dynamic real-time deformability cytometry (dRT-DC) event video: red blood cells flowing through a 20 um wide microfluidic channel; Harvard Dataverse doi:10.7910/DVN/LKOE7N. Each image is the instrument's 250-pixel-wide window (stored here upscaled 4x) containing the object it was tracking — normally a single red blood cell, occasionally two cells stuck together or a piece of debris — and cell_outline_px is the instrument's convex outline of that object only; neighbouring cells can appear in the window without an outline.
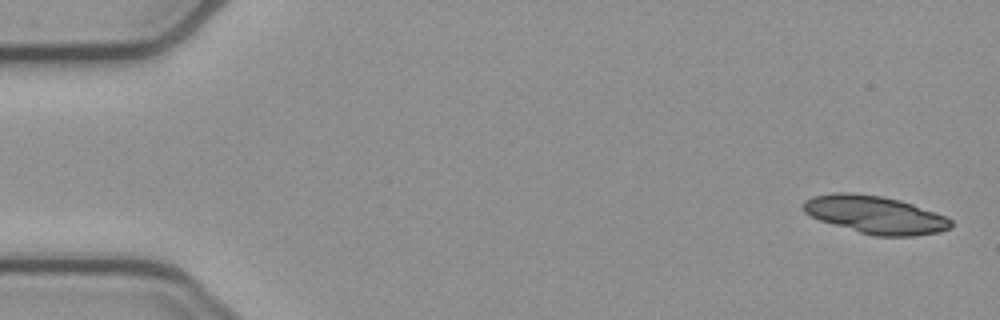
{"species": "common noctule bat (a hibernating species)", "species_latin": "Nyctalus noctula", "temperature_condition": "cold", "stored_images_in_passage": 51, "segment_of_instrument_passage": [1, 2], "camera_frame_rate_fps": 3000, "um_per_image_px": 0.085, "animal": {"sex": "female", "body_mass_g": 21.9}, "frame": {"image": 1, "passage_image": 1, "time_ms": 0.0, "image_size_px": [1000, 320], "cell_outline_px": [[952, 228], [940, 232], [912, 236], [872, 236], [820, 220], [804, 212], [804, 200], [812, 196], [836, 192], [848, 192], [880, 196], [900, 200], [912, 204], [944, 216], [952, 220]], "centroid_in_image_um": [74.39, 18.26], "position_along_channel_um": 10.6, "area_um2": 32.25}}